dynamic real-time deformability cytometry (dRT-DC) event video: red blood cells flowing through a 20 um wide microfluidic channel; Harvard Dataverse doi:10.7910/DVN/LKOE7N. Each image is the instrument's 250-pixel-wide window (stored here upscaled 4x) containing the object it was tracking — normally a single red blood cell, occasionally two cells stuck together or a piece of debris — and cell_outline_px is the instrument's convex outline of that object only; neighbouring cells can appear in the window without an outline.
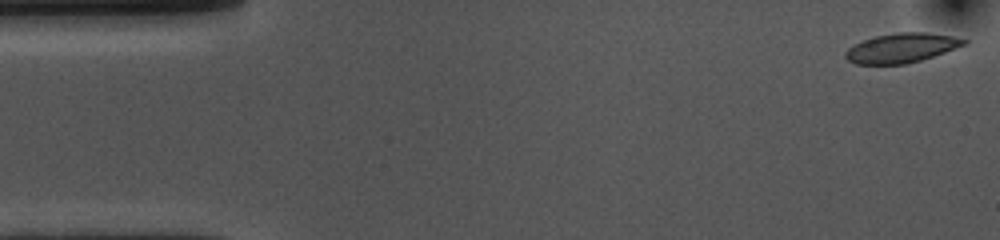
{"species": "common noctule bat (a hibernating species)", "species_latin": "Nyctalus noctula", "temperature_condition": "cold", "stored_images_in_passage": 54, "camera_frame_rate_fps": 3000, "um_per_image_px": 0.085, "animal": {"sex": "female", "body_mass_g": 10.0, "forearm_length_mm": 53.1}, "frame": {"image": 1, "passage_image": 1, "time_ms": 0.0, "image_size_px": [1000, 240], "cell_outline_px": [[968, 44], [920, 60], [904, 64], [856, 64], [848, 60], [844, 56], [844, 52], [848, 48], [864, 40], [876, 36], [896, 32], [928, 32], [952, 36], [968, 40]], "centroid_in_image_um": [76.64, 4.07], "position_along_channel_um": 8.4, "area_um2": 20.23}}
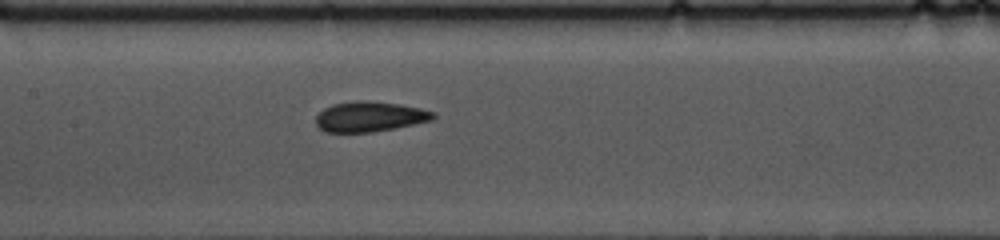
{"frame": {"image": 2, "passage_image": 24, "time_ms": 7.667, "image_size_px": [1000, 240], "cell_outline_px": [[436, 116], [432, 120], [372, 132], [324, 132], [316, 124], [316, 116], [324, 108], [332, 104], [356, 100], [368, 100], [400, 104], [420, 108], [436, 112]], "centroid_in_image_um": [31.41, 9.9], "position_along_channel_um": 176.0, "area_um2": 20.63}}
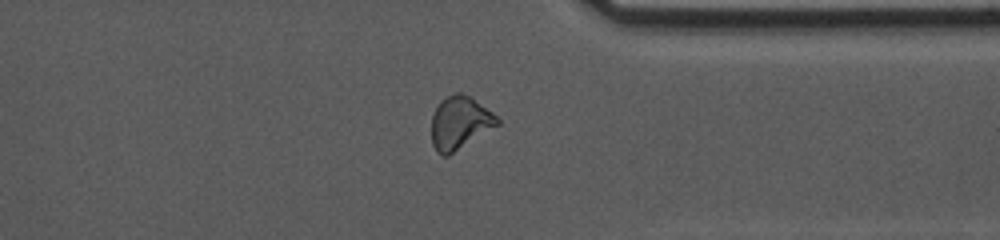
{"frame": {"image": 3, "passage_image": 41, "time_ms": 13.333, "image_size_px": [1000, 240], "cell_outline_px": [[500, 124], [448, 156], [444, 156], [436, 152], [432, 144], [432, 116], [440, 100], [444, 96], [456, 92], [460, 92], [468, 96], [492, 112], [500, 120]], "centroid_in_image_um": [39.06, 10.44], "position_along_channel_um": 372.3, "area_um2": 20.23}, "authors_computed_cell_mechanics": {"area_um2": 20.6346, "velocity_mm_per_s": 3.5776, "shape_relaxation_time_tau1_ms": 5.9516, "shape_relaxation_time_tau2_ms": 2.4191, "deformation_change_tau1": 0.1185, "deformation_change_tau2": 0.0793}}